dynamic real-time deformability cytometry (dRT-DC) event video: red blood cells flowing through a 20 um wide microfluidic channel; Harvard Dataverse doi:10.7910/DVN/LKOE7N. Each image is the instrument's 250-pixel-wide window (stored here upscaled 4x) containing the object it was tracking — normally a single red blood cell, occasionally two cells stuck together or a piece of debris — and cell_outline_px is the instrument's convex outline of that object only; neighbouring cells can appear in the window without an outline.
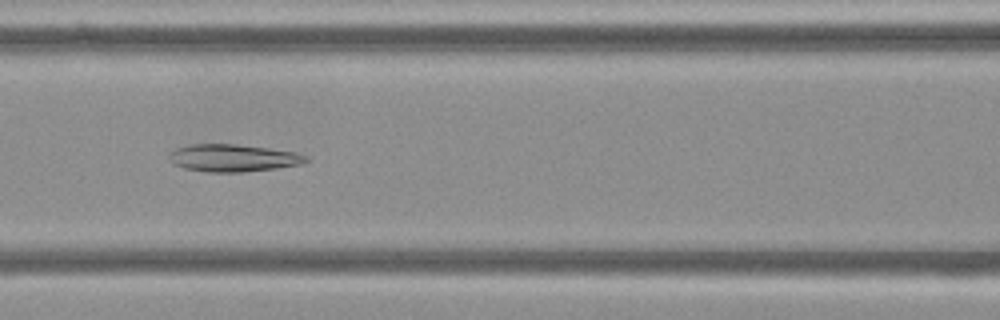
{"species": "Egyptian fruit bat (a non-hibernating species)", "species_latin": "Rousettus aegyptiacus", "temperature_condition": "cold", "stored_images_in_passage": 42, "camera_frame_rate_fps": 3000, "um_per_image_px": 0.085, "frame": {"image": 1, "passage_image": 11, "time_ms": 3.333, "image_size_px": [1000, 320], "cell_outline_px": [[308, 160], [300, 164], [276, 168], [244, 172], [208, 172], [184, 168], [172, 164], [168, 160], [168, 152], [176, 148], [188, 144], [236, 144], [268, 148], [296, 152], [308, 156]], "centroid_in_image_um": [19.75, 13.42], "position_along_channel_um": 146.8, "area_um2": 22.02}}
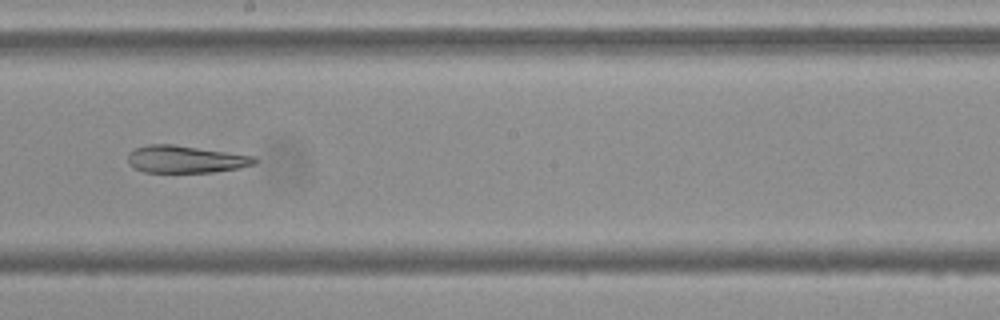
{"frame": {"image": 2, "passage_image": 18, "time_ms": 5.667, "image_size_px": [1000, 320], "cell_outline_px": [[256, 164], [240, 168], [212, 172], [144, 172], [128, 164], [128, 152], [132, 148], [148, 144], [172, 144], [252, 156], [256, 160]], "centroid_in_image_um": [15.7, 13.53], "position_along_channel_um": 232.5, "area_um2": 20.06}}
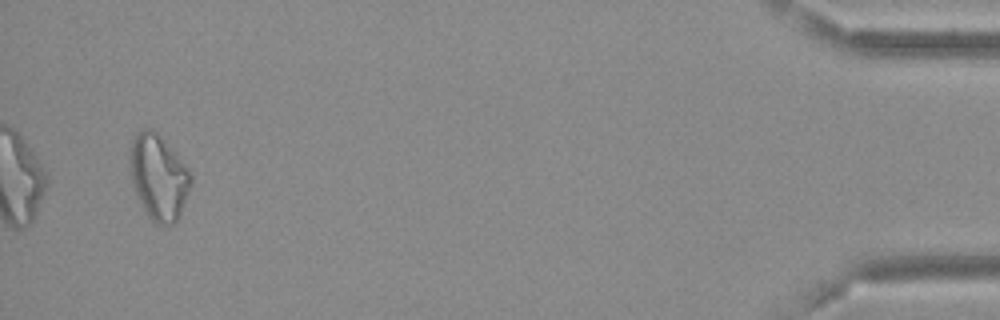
{"frame": {"image": 3, "passage_image": 40, "time_ms": 13.0, "image_size_px": [1000, 320], "cell_outline_px": [[192, 184], [180, 216], [172, 224], [156, 224], [148, 216], [136, 196], [132, 184], [128, 152], [132, 140], [136, 132], [144, 128], [152, 128], [176, 152], [188, 168], [192, 176]], "centroid_in_image_um": [13.47, 15.03], "position_along_channel_um": 421.7, "area_um2": 30.69}}